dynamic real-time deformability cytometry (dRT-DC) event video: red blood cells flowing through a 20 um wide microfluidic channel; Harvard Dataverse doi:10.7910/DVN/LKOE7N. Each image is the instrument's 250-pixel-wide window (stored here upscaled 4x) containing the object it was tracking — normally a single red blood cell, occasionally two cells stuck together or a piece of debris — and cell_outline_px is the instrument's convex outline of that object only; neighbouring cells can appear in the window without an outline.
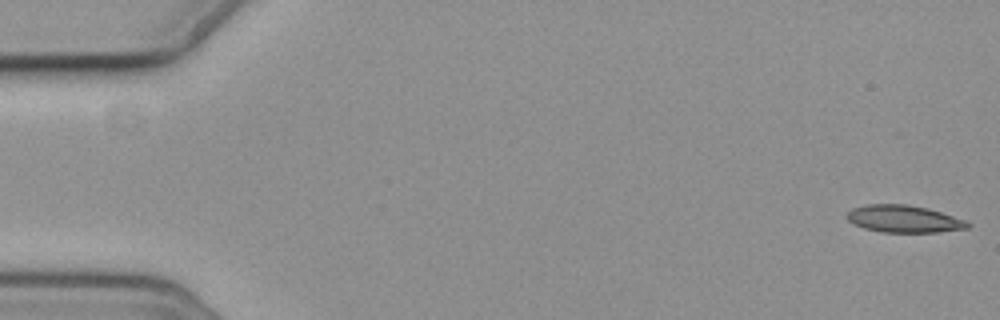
{"species": "common noctule bat (a hibernating species)", "species_latin": "Nyctalus noctula", "temperature_condition": "cold", "stored_images_in_passage": 6, "camera_frame_rate_fps": 3000, "um_per_image_px": 0.085, "animal": {"sex": "female", "body_mass_g": 19.3, "forearm_length_mm": 54.1}, "frame": {"image": 1, "passage_image": 1, "time_ms": 0.0, "image_size_px": [1000, 320], "cell_outline_px": [[972, 224], [968, 228], [936, 232], [884, 232], [864, 228], [848, 220], [848, 212], [852, 208], [868, 204], [904, 204], [928, 208], [968, 220]], "centroid_in_image_um": [76.89, 18.6], "position_along_channel_um": 8.1, "area_um2": 19.07}}
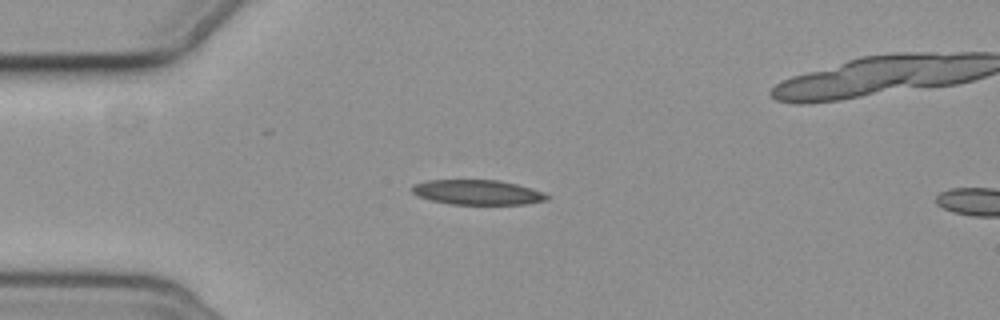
{"frame": {"image": 2, "passage_image": 5, "time_ms": 4.667, "image_size_px": [1000, 320], "cell_outline_px": [[548, 200], [524, 204], [452, 204], [432, 200], [420, 196], [412, 192], [412, 188], [416, 184], [428, 180], [500, 180], [516, 184], [540, 192], [548, 196]], "centroid_in_image_um": [40.58, 16.34], "position_along_channel_um": 44.4, "area_um2": 19.07}}